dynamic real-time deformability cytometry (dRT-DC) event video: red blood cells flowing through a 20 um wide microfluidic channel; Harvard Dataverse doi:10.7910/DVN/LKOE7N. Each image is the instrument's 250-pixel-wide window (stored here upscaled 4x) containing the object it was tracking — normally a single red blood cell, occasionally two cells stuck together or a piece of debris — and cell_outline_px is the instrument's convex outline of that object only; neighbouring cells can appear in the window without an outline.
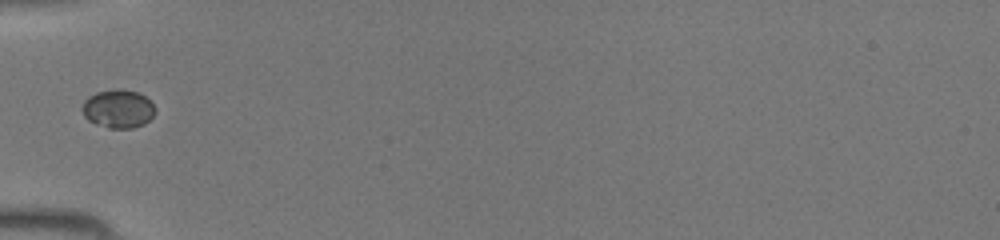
{"species": "common noctule bat (a hibernating species)", "species_latin": "Nyctalus noctula", "temperature_condition": "room temperature", "stored_images_in_passage": 26, "camera_frame_rate_fps": 3000, "um_per_image_px": 0.085, "animal": {"sex": "female", "body_mass_g": 19.5, "forearm_length_mm": 54.1}, "frame": {"image": 1, "passage_image": 1, "time_ms": 0.0, "image_size_px": [1000, 240], "cell_outline_px": [[156, 112], [144, 124], [132, 128], [108, 128], [96, 124], [88, 120], [84, 116], [80, 108], [84, 100], [88, 96], [96, 92], [116, 88], [120, 88], [136, 92], [144, 96], [156, 108]], "centroid_in_image_um": [10.0, 9.24], "position_along_channel_um": 75.0, "area_um2": 16.47}}
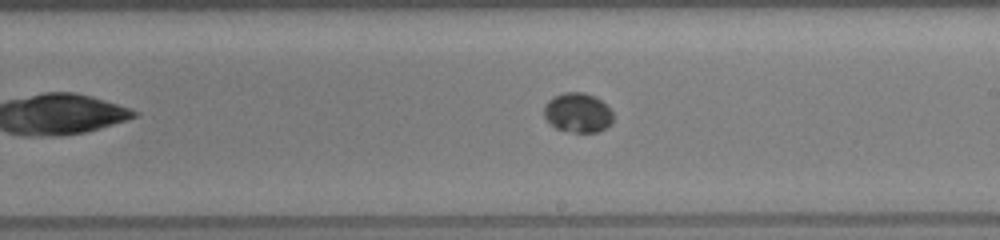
{"frame": {"image": 2, "passage_image": 12, "time_ms": 3.667, "image_size_px": [1000, 240], "cell_outline_px": [[612, 124], [596, 132], [572, 132], [556, 128], [544, 116], [544, 104], [552, 96], [564, 92], [584, 92], [596, 96], [612, 112]], "centroid_in_image_um": [49.09, 9.56], "position_along_channel_um": 239.9, "area_um2": 15.9}}
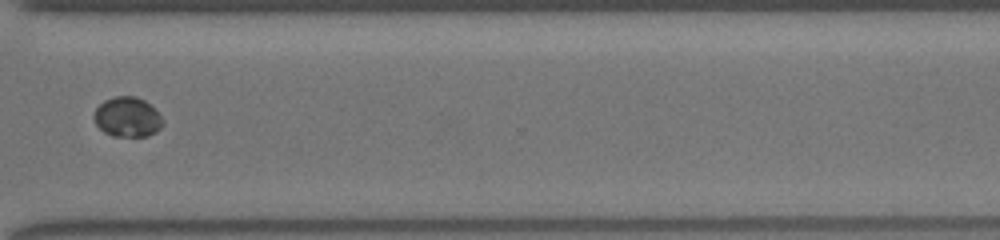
{"frame": {"image": 3, "passage_image": 20, "time_ms": 6.333, "image_size_px": [1000, 240], "cell_outline_px": [[164, 120], [160, 128], [156, 132], [148, 136], [112, 136], [104, 132], [96, 124], [92, 116], [96, 108], [104, 100], [116, 96], [136, 96], [144, 100]], "centroid_in_image_um": [10.8, 9.95], "position_along_channel_um": 359.8, "area_um2": 15.9}}